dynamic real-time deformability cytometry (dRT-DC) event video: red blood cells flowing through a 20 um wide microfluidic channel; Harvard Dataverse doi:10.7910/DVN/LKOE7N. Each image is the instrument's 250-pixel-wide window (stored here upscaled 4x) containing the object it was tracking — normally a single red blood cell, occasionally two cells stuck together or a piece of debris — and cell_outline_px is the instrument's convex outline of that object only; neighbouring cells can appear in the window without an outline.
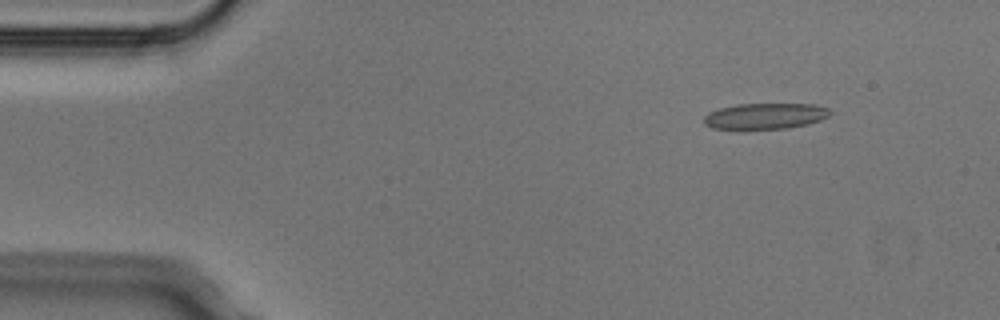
{"species": "Egyptian fruit bat (a non-hibernating species)", "species_latin": "Rousettus aegyptiacus", "temperature_condition": "cold", "stored_images_in_passage": 6, "camera_frame_rate_fps": 3000, "um_per_image_px": 0.085, "animal": {"sex": "male"}, "frame": {"image": 1, "passage_image": 1, "time_ms": 0.0, "image_size_px": [1000, 320], "cell_outline_px": [[832, 112], [828, 116], [820, 120], [808, 124], [788, 128], [744, 132], [736, 132], [712, 128], [704, 124], [704, 116], [708, 112], [720, 108], [736, 104], [816, 104], [828, 108]], "centroid_in_image_um": [64.96, 9.92], "position_along_channel_um": 20.0, "area_um2": 20.11}}
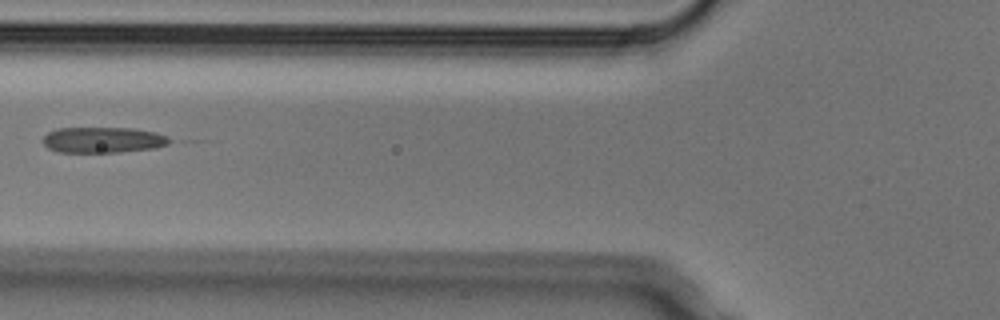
{"frame": {"image": 2, "passage_image": 5, "time_ms": 1.333, "image_size_px": [1000, 320], "cell_outline_px": [[176, 140], [168, 144], [156, 148], [120, 152], [60, 152], [48, 148], [44, 144], [44, 136], [48, 132], [56, 128], [132, 128], [156, 132], [168, 136]], "centroid_in_image_um": [8.83, 11.89], "position_along_channel_um": 117.0, "area_um2": 19.19}}
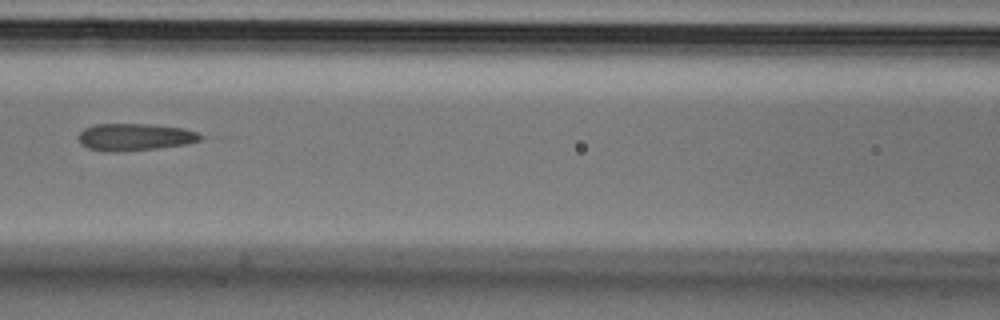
{"frame": {"image": 3, "passage_image": 6, "time_ms": 1.667, "image_size_px": [1000, 320], "cell_outline_px": [[204, 136], [200, 140], [188, 144], [156, 148], [116, 152], [112, 152], [88, 148], [80, 144], [80, 132], [84, 128], [96, 124], [148, 124], [184, 128], [196, 132]], "centroid_in_image_um": [11.48, 11.64], "position_along_channel_um": 155.1, "area_um2": 19.19}}